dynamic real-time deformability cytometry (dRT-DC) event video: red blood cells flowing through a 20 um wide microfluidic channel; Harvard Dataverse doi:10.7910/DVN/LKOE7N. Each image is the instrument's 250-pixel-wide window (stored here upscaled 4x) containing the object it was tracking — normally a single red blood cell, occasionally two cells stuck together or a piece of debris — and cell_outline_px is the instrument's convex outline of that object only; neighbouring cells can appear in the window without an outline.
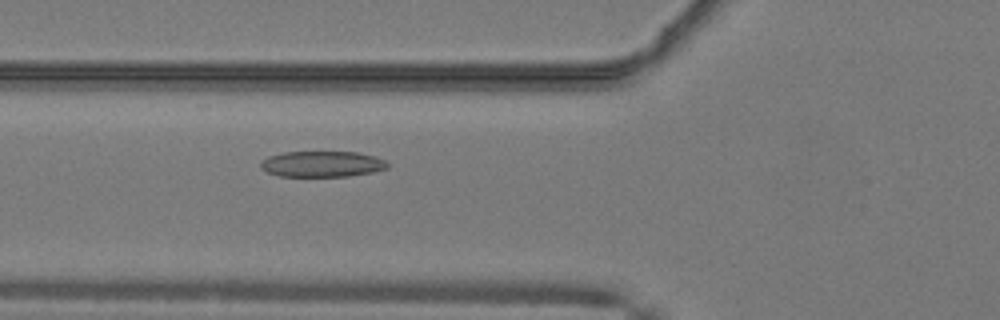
{"species": "common noctule bat (a hibernating species)", "species_latin": "Nyctalus noctula", "temperature_condition": "warm", "stored_images_in_passage": 33, "camera_frame_rate_fps": 3000, "um_per_image_px": 0.085, "animal": {"sex": "male", "body_mass_g": 19.2, "forearm_length_mm": 51.8}, "frame": {"image": 1, "passage_image": 3, "time_ms": 0.667, "image_size_px": [1000, 320], "cell_outline_px": [[388, 168], [372, 172], [348, 176], [280, 176], [268, 172], [260, 168], [260, 160], [268, 156], [284, 152], [356, 152], [376, 156], [384, 160], [388, 164]], "centroid_in_image_um": [27.36, 13.94], "position_along_channel_um": 98.4, "area_um2": 19.13}}
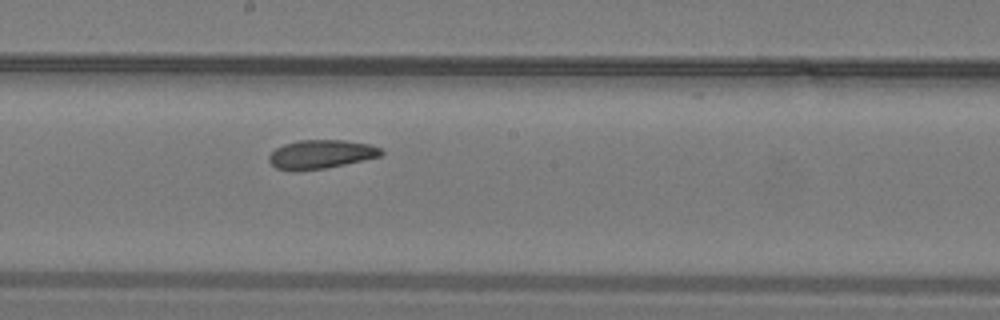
{"frame": {"image": 2, "passage_image": 12, "time_ms": 3.667, "image_size_px": [1000, 320], "cell_outline_px": [[384, 152], [380, 156], [344, 164], [324, 168], [296, 172], [292, 172], [276, 168], [268, 160], [268, 156], [276, 148], [284, 144], [296, 140], [344, 140], [368, 144], [380, 148]], "centroid_in_image_um": [27.22, 13.12], "position_along_channel_um": 221.0, "area_um2": 18.84}}
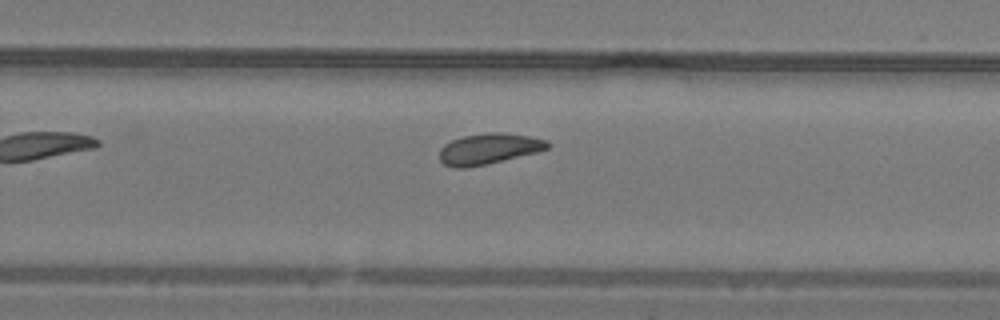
{"frame": {"image": 3, "passage_image": 17, "time_ms": 5.333, "image_size_px": [1000, 320], "cell_outline_px": [[552, 144], [548, 148], [536, 152], [488, 164], [468, 168], [452, 168], [444, 164], [440, 160], [440, 148], [444, 144], [452, 140], [464, 136], [488, 132], [500, 132], [528, 136], [548, 140]], "centroid_in_image_um": [41.53, 12.65], "position_along_channel_um": 288.3, "area_um2": 19.48}, "authors_computed_cell_mechanics": {"area_um2": 19.2474, "velocity_mm_per_s": 4.0642, "shape_relaxation_time_tau1_ms": 5.9075, "shape_relaxation_time_tau2_ms": 1.6558, "deformation_change_tau1": 0.1366, "deformation_change_tau2": 0.0769}}